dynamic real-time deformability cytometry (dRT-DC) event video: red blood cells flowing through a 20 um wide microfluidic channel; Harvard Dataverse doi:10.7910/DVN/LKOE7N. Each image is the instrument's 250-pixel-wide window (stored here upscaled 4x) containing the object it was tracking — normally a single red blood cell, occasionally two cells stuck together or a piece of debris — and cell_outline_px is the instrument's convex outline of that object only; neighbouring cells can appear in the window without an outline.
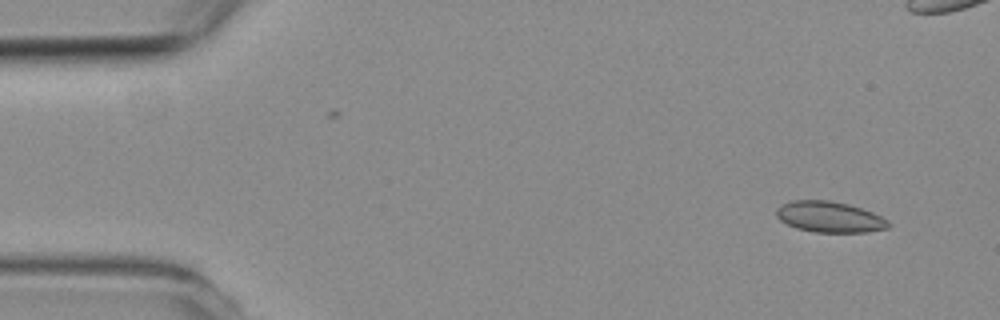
{"species": "common noctule bat (a hibernating species)", "species_latin": "Nyctalus noctula", "temperature_condition": "room temperature", "stored_images_in_passage": 3, "camera_frame_rate_fps": 3000, "um_per_image_px": 0.085, "animal": {"sex": "female", "body_mass_g": 19.3, "forearm_length_mm": 54.1}, "frame": {"image": 1, "passage_image": 3, "time_ms": 2.333, "image_size_px": [1000, 320], "cell_outline_px": [[892, 224], [888, 228], [868, 232], [816, 232], [796, 228], [780, 220], [776, 216], [776, 208], [780, 204], [792, 200], [828, 200], [848, 204], [872, 212], [888, 220]], "centroid_in_image_um": [70.5, 18.43], "position_along_channel_um": 14.5, "area_um2": 20.23}}